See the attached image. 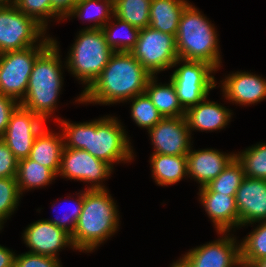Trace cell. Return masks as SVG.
<instances>
[{"label":"cell","mask_w":266,"mask_h":267,"mask_svg":"<svg viewBox=\"0 0 266 267\" xmlns=\"http://www.w3.org/2000/svg\"><path fill=\"white\" fill-rule=\"evenodd\" d=\"M207 19L192 4L186 6L175 36L177 54L180 59L206 62L217 70L221 65L219 39L214 24Z\"/></svg>","instance_id":"5b68a950"},{"label":"cell","mask_w":266,"mask_h":267,"mask_svg":"<svg viewBox=\"0 0 266 267\" xmlns=\"http://www.w3.org/2000/svg\"><path fill=\"white\" fill-rule=\"evenodd\" d=\"M198 195L217 232H230L239 227L235 196L216 192H199Z\"/></svg>","instance_id":"d6986e66"},{"label":"cell","mask_w":266,"mask_h":267,"mask_svg":"<svg viewBox=\"0 0 266 267\" xmlns=\"http://www.w3.org/2000/svg\"><path fill=\"white\" fill-rule=\"evenodd\" d=\"M152 177L157 185H173L187 174V155H165L153 153L150 158Z\"/></svg>","instance_id":"603a6c76"},{"label":"cell","mask_w":266,"mask_h":267,"mask_svg":"<svg viewBox=\"0 0 266 267\" xmlns=\"http://www.w3.org/2000/svg\"><path fill=\"white\" fill-rule=\"evenodd\" d=\"M217 233L223 234L220 239L191 249L183 255L191 267H242L240 244L236 238L228 232Z\"/></svg>","instance_id":"4fadbf2b"},{"label":"cell","mask_w":266,"mask_h":267,"mask_svg":"<svg viewBox=\"0 0 266 267\" xmlns=\"http://www.w3.org/2000/svg\"><path fill=\"white\" fill-rule=\"evenodd\" d=\"M240 244V262L249 267L254 261L266 258V221H261Z\"/></svg>","instance_id":"f546056e"},{"label":"cell","mask_w":266,"mask_h":267,"mask_svg":"<svg viewBox=\"0 0 266 267\" xmlns=\"http://www.w3.org/2000/svg\"><path fill=\"white\" fill-rule=\"evenodd\" d=\"M45 33L43 26L14 4H0V54L40 45L47 38Z\"/></svg>","instance_id":"9c48e42d"},{"label":"cell","mask_w":266,"mask_h":267,"mask_svg":"<svg viewBox=\"0 0 266 267\" xmlns=\"http://www.w3.org/2000/svg\"><path fill=\"white\" fill-rule=\"evenodd\" d=\"M250 72H235L222 81L223 96L232 103L252 105L266 98V80Z\"/></svg>","instance_id":"e0dca14e"},{"label":"cell","mask_w":266,"mask_h":267,"mask_svg":"<svg viewBox=\"0 0 266 267\" xmlns=\"http://www.w3.org/2000/svg\"><path fill=\"white\" fill-rule=\"evenodd\" d=\"M188 4L187 0H152L149 26L176 36L181 14Z\"/></svg>","instance_id":"7402d4cb"},{"label":"cell","mask_w":266,"mask_h":267,"mask_svg":"<svg viewBox=\"0 0 266 267\" xmlns=\"http://www.w3.org/2000/svg\"><path fill=\"white\" fill-rule=\"evenodd\" d=\"M108 189H85L82 212L71 240L75 250L93 252L113 236L119 226V211Z\"/></svg>","instance_id":"3957f363"},{"label":"cell","mask_w":266,"mask_h":267,"mask_svg":"<svg viewBox=\"0 0 266 267\" xmlns=\"http://www.w3.org/2000/svg\"><path fill=\"white\" fill-rule=\"evenodd\" d=\"M206 99L204 98L200 103L185 111V119L190 133L194 130L202 132L221 130L230 122L231 110Z\"/></svg>","instance_id":"ffe728a7"},{"label":"cell","mask_w":266,"mask_h":267,"mask_svg":"<svg viewBox=\"0 0 266 267\" xmlns=\"http://www.w3.org/2000/svg\"><path fill=\"white\" fill-rule=\"evenodd\" d=\"M245 177L266 180V143H259L235 154Z\"/></svg>","instance_id":"4dcf8cb0"},{"label":"cell","mask_w":266,"mask_h":267,"mask_svg":"<svg viewBox=\"0 0 266 267\" xmlns=\"http://www.w3.org/2000/svg\"><path fill=\"white\" fill-rule=\"evenodd\" d=\"M45 123L39 115L19 105L12 113L1 139L18 160L28 158L34 140Z\"/></svg>","instance_id":"7c38bea8"},{"label":"cell","mask_w":266,"mask_h":267,"mask_svg":"<svg viewBox=\"0 0 266 267\" xmlns=\"http://www.w3.org/2000/svg\"><path fill=\"white\" fill-rule=\"evenodd\" d=\"M152 0H114V15L132 26L144 29L149 26Z\"/></svg>","instance_id":"f1b7e54d"},{"label":"cell","mask_w":266,"mask_h":267,"mask_svg":"<svg viewBox=\"0 0 266 267\" xmlns=\"http://www.w3.org/2000/svg\"><path fill=\"white\" fill-rule=\"evenodd\" d=\"M113 168L106 162L81 149L63 148L60 169L57 174L64 178L90 183L87 189H107L102 182ZM103 180V181H102Z\"/></svg>","instance_id":"8fae6325"},{"label":"cell","mask_w":266,"mask_h":267,"mask_svg":"<svg viewBox=\"0 0 266 267\" xmlns=\"http://www.w3.org/2000/svg\"><path fill=\"white\" fill-rule=\"evenodd\" d=\"M171 267H191L189 262L182 256L179 260L174 262Z\"/></svg>","instance_id":"60d3db41"},{"label":"cell","mask_w":266,"mask_h":267,"mask_svg":"<svg viewBox=\"0 0 266 267\" xmlns=\"http://www.w3.org/2000/svg\"><path fill=\"white\" fill-rule=\"evenodd\" d=\"M244 178L243 167L237 158L234 157L215 179L207 186L199 188V192H216L235 196Z\"/></svg>","instance_id":"83f0119b"},{"label":"cell","mask_w":266,"mask_h":267,"mask_svg":"<svg viewBox=\"0 0 266 267\" xmlns=\"http://www.w3.org/2000/svg\"><path fill=\"white\" fill-rule=\"evenodd\" d=\"M79 194L77 199H75L74 207L70 210V213L65 212L62 218L48 219L47 221L53 223L58 228L66 231L70 235L73 234L77 220L82 212V207L84 203V191L76 193ZM72 206V205H71Z\"/></svg>","instance_id":"d590c367"},{"label":"cell","mask_w":266,"mask_h":267,"mask_svg":"<svg viewBox=\"0 0 266 267\" xmlns=\"http://www.w3.org/2000/svg\"><path fill=\"white\" fill-rule=\"evenodd\" d=\"M66 59L65 68L88 88L108 64L114 51L102 29H82Z\"/></svg>","instance_id":"8992f818"},{"label":"cell","mask_w":266,"mask_h":267,"mask_svg":"<svg viewBox=\"0 0 266 267\" xmlns=\"http://www.w3.org/2000/svg\"><path fill=\"white\" fill-rule=\"evenodd\" d=\"M15 253L0 245V267H14Z\"/></svg>","instance_id":"ab89813d"},{"label":"cell","mask_w":266,"mask_h":267,"mask_svg":"<svg viewBox=\"0 0 266 267\" xmlns=\"http://www.w3.org/2000/svg\"><path fill=\"white\" fill-rule=\"evenodd\" d=\"M147 132L154 145L153 153L187 155L192 147L191 133L185 116L162 118Z\"/></svg>","instance_id":"5bb4252c"},{"label":"cell","mask_w":266,"mask_h":267,"mask_svg":"<svg viewBox=\"0 0 266 267\" xmlns=\"http://www.w3.org/2000/svg\"><path fill=\"white\" fill-rule=\"evenodd\" d=\"M249 267H266V258L254 261Z\"/></svg>","instance_id":"b9f144b4"},{"label":"cell","mask_w":266,"mask_h":267,"mask_svg":"<svg viewBox=\"0 0 266 267\" xmlns=\"http://www.w3.org/2000/svg\"><path fill=\"white\" fill-rule=\"evenodd\" d=\"M114 21L107 22L102 31L106 38L107 44L114 52H130L136 45L139 37L140 29L132 26L131 24L119 19L114 15ZM121 28L122 30H119ZM122 32L121 34L118 32Z\"/></svg>","instance_id":"4316f807"},{"label":"cell","mask_w":266,"mask_h":267,"mask_svg":"<svg viewBox=\"0 0 266 267\" xmlns=\"http://www.w3.org/2000/svg\"><path fill=\"white\" fill-rule=\"evenodd\" d=\"M239 227L266 221V180L245 177L236 191Z\"/></svg>","instance_id":"2e32d148"},{"label":"cell","mask_w":266,"mask_h":267,"mask_svg":"<svg viewBox=\"0 0 266 267\" xmlns=\"http://www.w3.org/2000/svg\"><path fill=\"white\" fill-rule=\"evenodd\" d=\"M53 43L36 59L29 77L26 95L20 105L39 115L44 121L51 117L63 85L59 45Z\"/></svg>","instance_id":"277c9868"},{"label":"cell","mask_w":266,"mask_h":267,"mask_svg":"<svg viewBox=\"0 0 266 267\" xmlns=\"http://www.w3.org/2000/svg\"><path fill=\"white\" fill-rule=\"evenodd\" d=\"M157 77L152 76L146 86L145 93L160 114L165 117H183L185 110L179 103L174 84H158Z\"/></svg>","instance_id":"cb8c5ba5"},{"label":"cell","mask_w":266,"mask_h":267,"mask_svg":"<svg viewBox=\"0 0 266 267\" xmlns=\"http://www.w3.org/2000/svg\"><path fill=\"white\" fill-rule=\"evenodd\" d=\"M63 148L62 133L56 134L44 127L36 136L28 158L51 169L57 175Z\"/></svg>","instance_id":"44dd1931"},{"label":"cell","mask_w":266,"mask_h":267,"mask_svg":"<svg viewBox=\"0 0 266 267\" xmlns=\"http://www.w3.org/2000/svg\"><path fill=\"white\" fill-rule=\"evenodd\" d=\"M18 159L0 138V178H16Z\"/></svg>","instance_id":"8d00e7d4"},{"label":"cell","mask_w":266,"mask_h":267,"mask_svg":"<svg viewBox=\"0 0 266 267\" xmlns=\"http://www.w3.org/2000/svg\"><path fill=\"white\" fill-rule=\"evenodd\" d=\"M153 76L173 68L177 61L176 37L148 26L140 29L138 41L130 51Z\"/></svg>","instance_id":"30bf717a"},{"label":"cell","mask_w":266,"mask_h":267,"mask_svg":"<svg viewBox=\"0 0 266 267\" xmlns=\"http://www.w3.org/2000/svg\"><path fill=\"white\" fill-rule=\"evenodd\" d=\"M52 37L40 45L0 54V93L21 102L36 59L53 43Z\"/></svg>","instance_id":"52a82bcc"},{"label":"cell","mask_w":266,"mask_h":267,"mask_svg":"<svg viewBox=\"0 0 266 267\" xmlns=\"http://www.w3.org/2000/svg\"><path fill=\"white\" fill-rule=\"evenodd\" d=\"M73 16L94 22L84 29H102L114 17V0H79L65 18Z\"/></svg>","instance_id":"d4e9b609"},{"label":"cell","mask_w":266,"mask_h":267,"mask_svg":"<svg viewBox=\"0 0 266 267\" xmlns=\"http://www.w3.org/2000/svg\"><path fill=\"white\" fill-rule=\"evenodd\" d=\"M23 241L30 248V253L58 258L63 247L73 246L71 235L58 228L47 219L38 220L29 225L23 232Z\"/></svg>","instance_id":"9a60e30c"},{"label":"cell","mask_w":266,"mask_h":267,"mask_svg":"<svg viewBox=\"0 0 266 267\" xmlns=\"http://www.w3.org/2000/svg\"><path fill=\"white\" fill-rule=\"evenodd\" d=\"M55 177L58 176L51 169L29 158L18 160L16 181L21 195L28 189L46 187Z\"/></svg>","instance_id":"484cf974"},{"label":"cell","mask_w":266,"mask_h":267,"mask_svg":"<svg viewBox=\"0 0 266 267\" xmlns=\"http://www.w3.org/2000/svg\"><path fill=\"white\" fill-rule=\"evenodd\" d=\"M15 0H0V4H14Z\"/></svg>","instance_id":"7bdbcfd3"},{"label":"cell","mask_w":266,"mask_h":267,"mask_svg":"<svg viewBox=\"0 0 266 267\" xmlns=\"http://www.w3.org/2000/svg\"><path fill=\"white\" fill-rule=\"evenodd\" d=\"M61 124L64 147L81 149L106 162L114 163L133 160V149L126 131L117 117H102L83 123H70L56 118Z\"/></svg>","instance_id":"6da1fadb"},{"label":"cell","mask_w":266,"mask_h":267,"mask_svg":"<svg viewBox=\"0 0 266 267\" xmlns=\"http://www.w3.org/2000/svg\"><path fill=\"white\" fill-rule=\"evenodd\" d=\"M130 100L132 102L131 117L139 127L149 130L163 118L145 92Z\"/></svg>","instance_id":"1f68e13d"},{"label":"cell","mask_w":266,"mask_h":267,"mask_svg":"<svg viewBox=\"0 0 266 267\" xmlns=\"http://www.w3.org/2000/svg\"><path fill=\"white\" fill-rule=\"evenodd\" d=\"M14 5L19 11L35 19L47 30L48 18H62L52 9L51 0H15Z\"/></svg>","instance_id":"836d02e7"},{"label":"cell","mask_w":266,"mask_h":267,"mask_svg":"<svg viewBox=\"0 0 266 267\" xmlns=\"http://www.w3.org/2000/svg\"><path fill=\"white\" fill-rule=\"evenodd\" d=\"M76 2V0H51V5L52 9L64 20Z\"/></svg>","instance_id":"f35d334b"},{"label":"cell","mask_w":266,"mask_h":267,"mask_svg":"<svg viewBox=\"0 0 266 267\" xmlns=\"http://www.w3.org/2000/svg\"><path fill=\"white\" fill-rule=\"evenodd\" d=\"M19 105V101L0 93V138L7 128L12 113Z\"/></svg>","instance_id":"74e56055"},{"label":"cell","mask_w":266,"mask_h":267,"mask_svg":"<svg viewBox=\"0 0 266 267\" xmlns=\"http://www.w3.org/2000/svg\"><path fill=\"white\" fill-rule=\"evenodd\" d=\"M152 76L131 52H114L103 71L75 102L110 105L130 101L144 93Z\"/></svg>","instance_id":"7a4b0ae2"},{"label":"cell","mask_w":266,"mask_h":267,"mask_svg":"<svg viewBox=\"0 0 266 267\" xmlns=\"http://www.w3.org/2000/svg\"><path fill=\"white\" fill-rule=\"evenodd\" d=\"M187 153V177H192L200 188L207 186L215 179L235 157V154H225L218 150L201 149Z\"/></svg>","instance_id":"ac0fdd59"},{"label":"cell","mask_w":266,"mask_h":267,"mask_svg":"<svg viewBox=\"0 0 266 267\" xmlns=\"http://www.w3.org/2000/svg\"><path fill=\"white\" fill-rule=\"evenodd\" d=\"M21 194L16 178H0V228L19 205Z\"/></svg>","instance_id":"d6a6232c"},{"label":"cell","mask_w":266,"mask_h":267,"mask_svg":"<svg viewBox=\"0 0 266 267\" xmlns=\"http://www.w3.org/2000/svg\"><path fill=\"white\" fill-rule=\"evenodd\" d=\"M60 262L55 257L26 252L18 256L15 254L14 267H62Z\"/></svg>","instance_id":"e575fe53"},{"label":"cell","mask_w":266,"mask_h":267,"mask_svg":"<svg viewBox=\"0 0 266 267\" xmlns=\"http://www.w3.org/2000/svg\"><path fill=\"white\" fill-rule=\"evenodd\" d=\"M183 63L173 71L170 80L175 86L178 100L186 111L207 98L211 89L217 85L212 73L217 71L213 66L202 61L178 58L173 67Z\"/></svg>","instance_id":"ba28073f"}]
</instances>
